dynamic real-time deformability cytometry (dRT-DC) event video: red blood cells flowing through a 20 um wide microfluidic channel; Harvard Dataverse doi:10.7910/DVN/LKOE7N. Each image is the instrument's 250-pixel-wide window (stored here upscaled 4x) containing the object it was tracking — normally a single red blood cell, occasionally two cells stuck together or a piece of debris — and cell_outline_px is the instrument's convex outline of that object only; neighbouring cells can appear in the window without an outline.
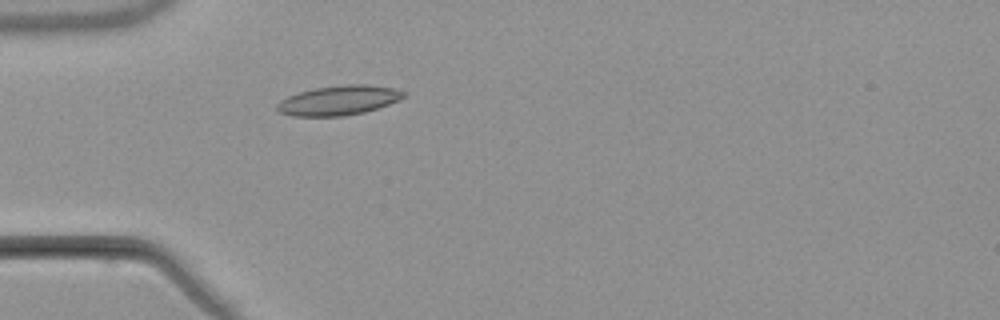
{"species": "common noctule bat (a hibernating species)", "species_latin": "Nyctalus noctula", "temperature_condition": "warm", "stored_images_in_passage": 2, "camera_frame_rate_fps": 3000, "um_per_image_px": 0.085, "animal": {"sex": "male", "body_mass_g": 21.5, "forearm_length_mm": 52.0}, "frame": {"image": 1, "passage_image": 2, "time_ms": 1.0, "image_size_px": [1000, 320], "cell_outline_px": [[408, 96], [388, 104], [364, 112], [344, 116], [292, 116], [280, 112], [276, 108], [276, 104], [280, 100], [288, 96], [300, 92], [316, 88], [348, 84], [368, 84], [392, 88], [408, 92]], "centroid_in_image_um": [28.81, 8.53], "position_along_channel_um": 56.2, "area_um2": 21.79}}